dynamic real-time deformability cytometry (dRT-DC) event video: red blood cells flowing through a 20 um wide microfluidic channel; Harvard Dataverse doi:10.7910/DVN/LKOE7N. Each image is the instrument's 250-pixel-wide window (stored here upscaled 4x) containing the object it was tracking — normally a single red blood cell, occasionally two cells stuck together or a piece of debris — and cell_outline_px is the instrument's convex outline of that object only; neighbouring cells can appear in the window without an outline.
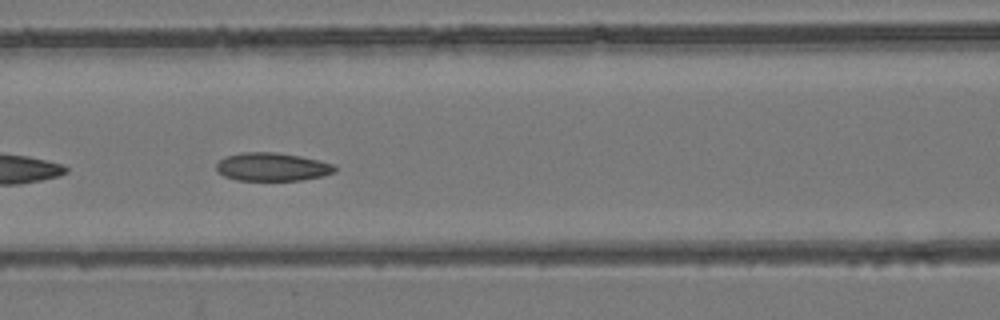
{"species": "common noctule bat (a hibernating species)", "species_latin": "Nyctalus noctula", "temperature_condition": "room temperature", "stored_images_in_passage": 54, "camera_frame_rate_fps": 3000, "um_per_image_px": 0.085, "animal": {"sex": "female", "body_mass_g": 24.6, "forearm_length_mm": 56.2}, "frame": {"image": 1, "passage_image": 24, "time_ms": 7.667, "image_size_px": [1000, 320], "cell_outline_px": [[336, 172], [324, 176], [300, 180], [236, 180], [224, 176], [216, 172], [216, 164], [224, 156], [240, 152], [272, 152], [300, 156], [332, 164], [336, 168]], "centroid_in_image_um": [23.09, 14.18], "position_along_channel_um": 143.5, "area_um2": 19.54}}
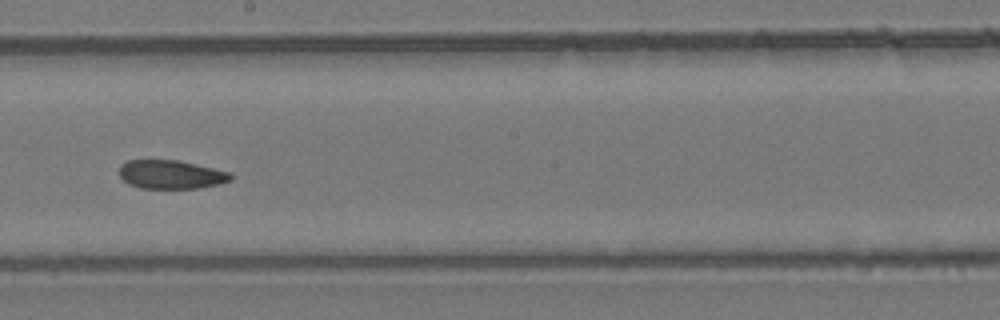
{"frame": {"image": 2, "passage_image": 31, "time_ms": 10.0, "image_size_px": [1000, 320], "cell_outline_px": [[232, 180], [220, 184], [200, 188], [140, 188], [128, 184], [120, 176], [120, 164], [128, 160], [176, 160], [232, 172]], "centroid_in_image_um": [14.55, 14.83], "position_along_channel_um": 233.6, "area_um2": 18.67}}
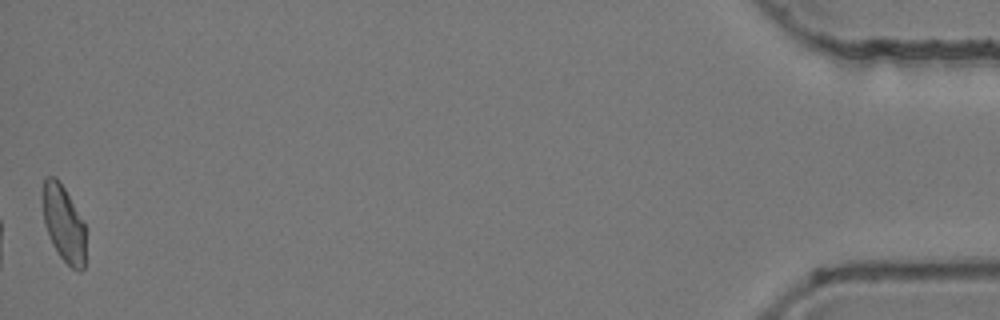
{"frame": {"image": 3, "passage_image": 54, "time_ms": 17.667, "image_size_px": [1000, 320], "cell_outline_px": [[84, 268], [80, 272], [76, 272], [60, 256], [52, 244], [44, 220], [40, 196], [44, 176], [56, 176], [64, 188], [84, 220]], "centroid_in_image_um": [5.38, 18.94], "position_along_channel_um": 429.8, "area_um2": 19.42}, "authors_computed_cell_mechanics": {"area_um2": 19.941, "velocity_mm_per_s": 3.8826, "shape_relaxation_time_tau1_ms": null, "shape_relaxation_time_tau2_ms": 2.7171, "deformation_change_tau1": null, "deformation_change_tau2": 0.0834}}